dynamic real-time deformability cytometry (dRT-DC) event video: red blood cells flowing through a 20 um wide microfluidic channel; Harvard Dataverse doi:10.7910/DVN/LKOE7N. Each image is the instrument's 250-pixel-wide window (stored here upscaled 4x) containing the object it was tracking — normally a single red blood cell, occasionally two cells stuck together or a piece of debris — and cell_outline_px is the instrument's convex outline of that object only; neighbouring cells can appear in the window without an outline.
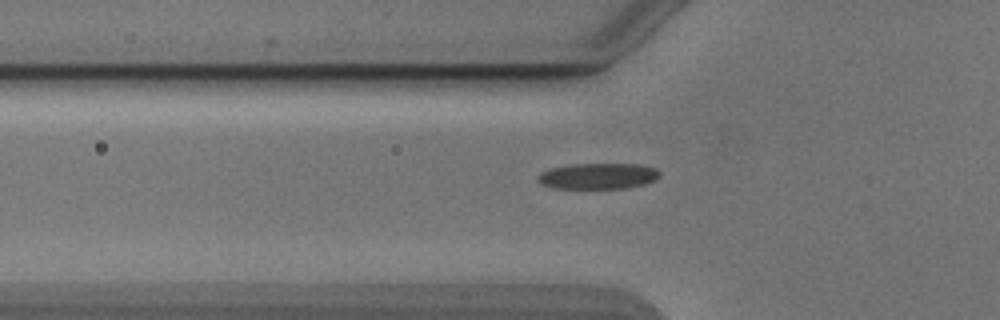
{"species": "Egyptian fruit bat (a non-hibernating species)", "species_latin": "Rousettus aegyptiacus", "temperature_condition": "cold", "stored_images_in_passage": 31, "camera_frame_rate_fps": 3000, "um_per_image_px": 0.085, "animal": {"sex": "male"}, "frame": {"image": 1, "passage_image": 2, "time_ms": 0.333, "image_size_px": [1000, 320], "cell_outline_px": [[660, 172], [652, 180], [644, 184], [624, 188], [552, 188], [540, 184], [536, 180], [536, 176], [540, 172], [548, 168], [572, 164], [640, 164], [656, 168]], "centroid_in_image_um": [50.73, 14.96], "position_along_channel_um": 75.1, "area_um2": 18.44}}
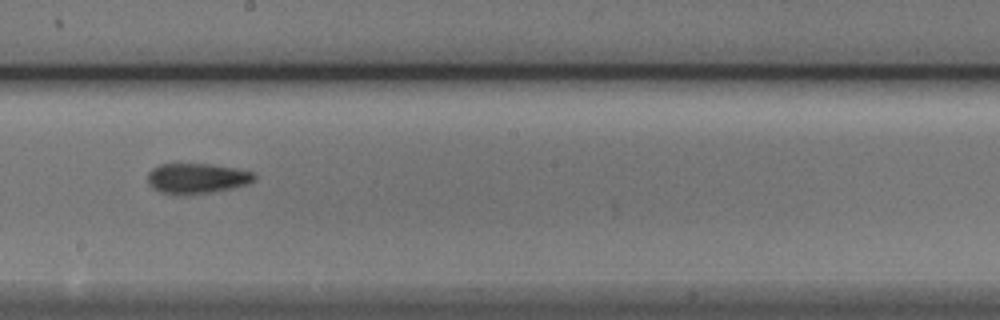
{"frame": {"image": 2, "passage_image": 14, "time_ms": 4.333, "image_size_px": [1000, 320], "cell_outline_px": [[256, 180], [248, 184], [232, 188], [208, 192], [160, 192], [152, 188], [148, 184], [148, 172], [152, 168], [160, 164], [208, 164], [236, 168], [252, 172], [256, 176]], "centroid_in_image_um": [16.75, 15.12], "position_along_channel_um": 231.4, "area_um2": 18.26}}
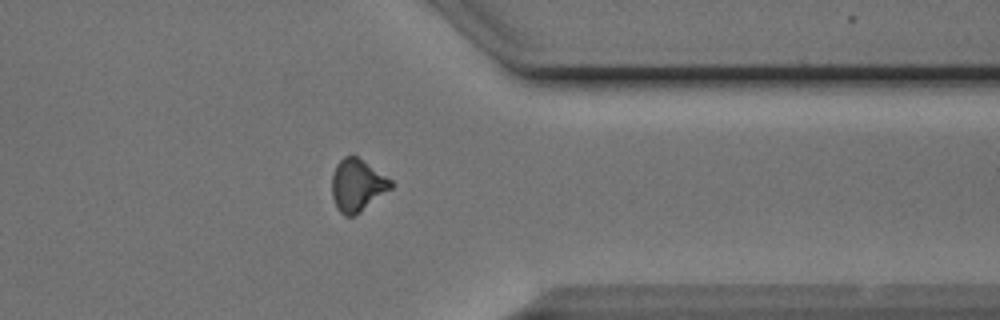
{"frame": {"image": 3, "passage_image": 26, "time_ms": 8.333, "image_size_px": [1000, 320], "cell_outline_px": [[392, 188], [360, 212], [352, 216], [344, 216], [336, 208], [332, 196], [332, 172], [336, 164], [344, 156], [352, 152], [392, 180]], "centroid_in_image_um": [30.34, 15.71], "position_along_channel_um": 381.1, "area_um2": 18.21}}